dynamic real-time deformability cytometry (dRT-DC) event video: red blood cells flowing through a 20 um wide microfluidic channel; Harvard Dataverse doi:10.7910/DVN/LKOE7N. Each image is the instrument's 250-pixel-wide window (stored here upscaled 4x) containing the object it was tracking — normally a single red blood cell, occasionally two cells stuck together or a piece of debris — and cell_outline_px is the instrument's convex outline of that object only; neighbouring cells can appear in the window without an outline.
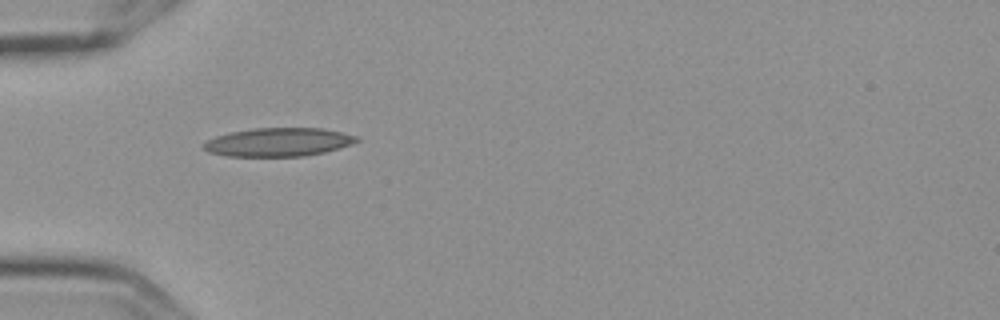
{"species": "Egyptian fruit bat (a non-hibernating species)", "species_latin": "Rousettus aegyptiacus", "temperature_condition": "cold", "stored_images_in_passage": 10, "camera_frame_rate_fps": 3000, "um_per_image_px": 0.085, "frame": {"image": 1, "passage_image": 1, "time_ms": 0.0, "image_size_px": [1000, 320], "cell_outline_px": [[360, 140], [324, 152], [304, 156], [228, 156], [208, 152], [204, 148], [204, 144], [208, 140], [216, 136], [232, 132], [252, 128], [320, 128], [360, 136]], "centroid_in_image_um": [23.66, 12.07], "position_along_channel_um": 61.3, "area_um2": 25.09}}
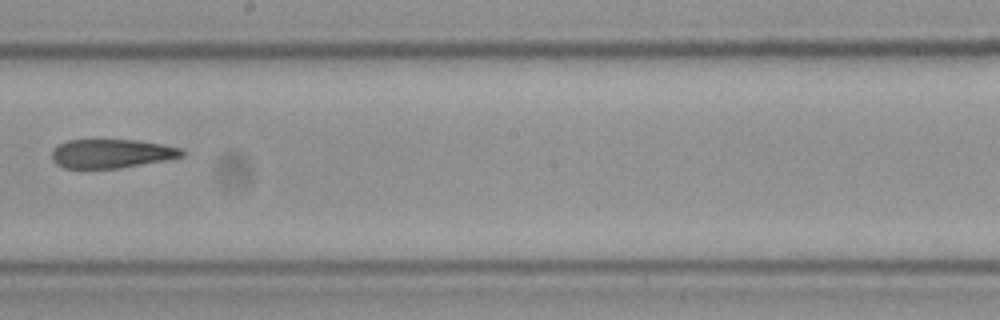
{"frame": {"image": 2, "passage_image": 5, "time_ms": 1.333, "image_size_px": [1000, 320], "cell_outline_px": [[184, 156], [168, 160], [120, 168], [64, 168], [56, 164], [52, 160], [52, 148], [68, 140], [136, 140], [160, 144], [180, 148], [184, 152]], "centroid_in_image_um": [9.47, 13.06], "position_along_channel_um": 238.7, "area_um2": 21.91}}
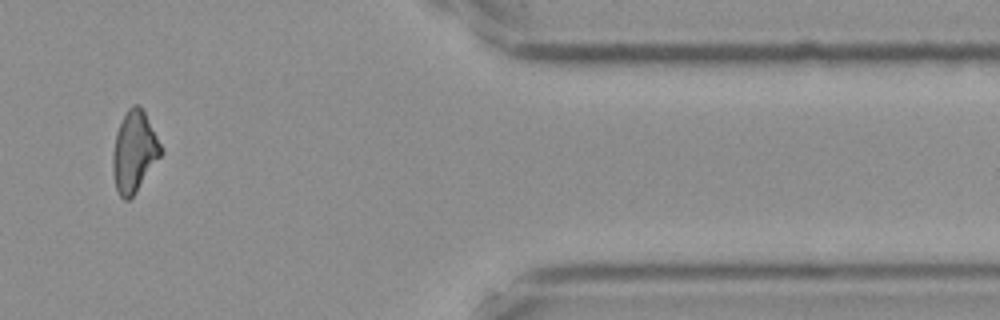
{"frame": {"image": 3, "passage_image": 9, "time_ms": 2.667, "image_size_px": [1000, 320], "cell_outline_px": [[164, 152], [136, 192], [128, 200], [124, 200], [120, 196], [116, 188], [112, 168], [112, 152], [116, 132], [128, 108], [132, 104], [140, 104]], "centroid_in_image_um": [11.4, 12.9], "position_along_channel_um": 400.0, "area_um2": 22.54}}